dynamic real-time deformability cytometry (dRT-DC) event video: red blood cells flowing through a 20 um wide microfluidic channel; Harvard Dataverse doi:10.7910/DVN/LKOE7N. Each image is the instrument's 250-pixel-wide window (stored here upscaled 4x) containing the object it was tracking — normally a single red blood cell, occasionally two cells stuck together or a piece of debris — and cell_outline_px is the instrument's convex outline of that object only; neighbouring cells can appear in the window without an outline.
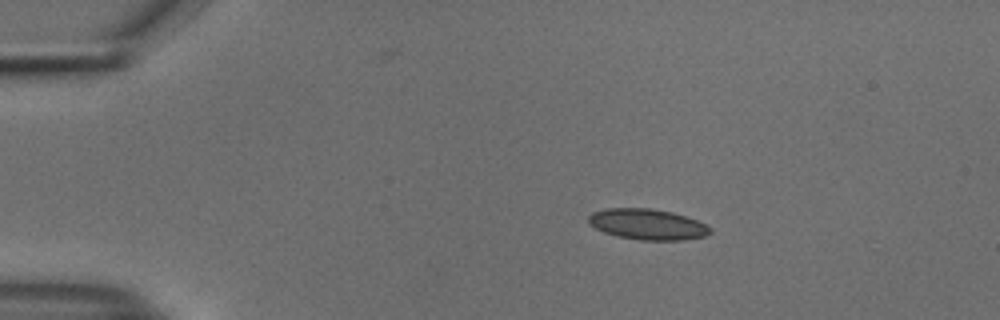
{"species": "common noctule bat (a hibernating species)", "species_latin": "Nyctalus noctula", "temperature_condition": "cold", "stored_images_in_passage": 8, "camera_frame_rate_fps": 3000, "um_per_image_px": 0.085, "animal": {"sex": "male", "body_mass_g": 18.8}, "frame": {"image": 1, "passage_image": 1, "time_ms": 0.0, "image_size_px": [1000, 320], "cell_outline_px": [[712, 232], [704, 236], [684, 240], [640, 240], [616, 236], [604, 232], [588, 224], [588, 216], [592, 212], [604, 208], [652, 208], [672, 212], [696, 220], [712, 228]], "centroid_in_image_um": [55.0, 19.06], "position_along_channel_um": 30.0, "area_um2": 21.91}}